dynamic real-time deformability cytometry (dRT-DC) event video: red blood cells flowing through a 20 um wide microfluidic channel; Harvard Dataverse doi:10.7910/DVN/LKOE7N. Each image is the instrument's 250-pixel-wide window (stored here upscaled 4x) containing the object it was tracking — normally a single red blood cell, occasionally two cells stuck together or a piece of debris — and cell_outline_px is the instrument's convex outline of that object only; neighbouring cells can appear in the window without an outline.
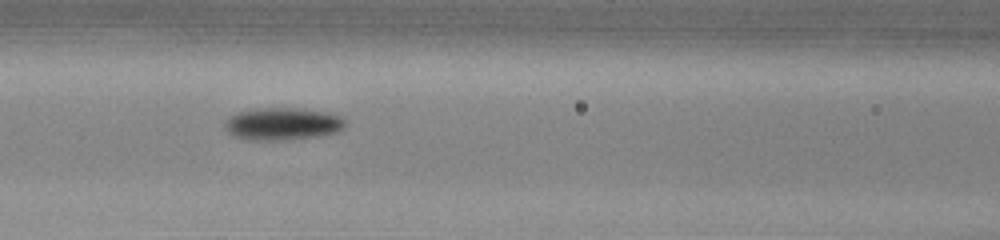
{"species": "common noctule bat (a hibernating species)", "species_latin": "Nyctalus noctula", "temperature_condition": "warm", "stored_images_in_passage": 36, "camera_frame_rate_fps": 3000, "um_per_image_px": 0.085, "animal": {"sex": "male", "body_mass_g": 13.0, "forearm_length_mm": 53.1}, "frame": {"image": 1, "passage_image": 7, "time_ms": 2.0, "image_size_px": [1000, 240], "cell_outline_px": [[344, 128], [336, 132], [316, 136], [288, 140], [248, 140], [232, 136], [224, 128], [224, 124], [232, 116], [240, 112], [256, 108], [296, 108], [328, 112], [340, 116], [344, 120]], "centroid_in_image_um": [24.01, 10.54], "position_along_channel_um": 142.6, "area_um2": 22.66}}
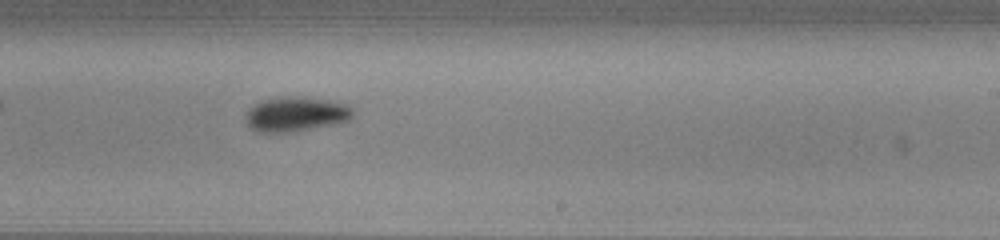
{"frame": {"image": 2, "passage_image": 16, "time_ms": 5.0, "image_size_px": [1000, 240], "cell_outline_px": [[352, 116], [348, 120], [332, 124], [296, 132], [256, 132], [248, 124], [248, 112], [256, 104], [264, 100], [288, 96], [324, 100], [344, 104], [352, 108]], "centroid_in_image_um": [25.16, 9.73], "position_along_channel_um": 263.8, "area_um2": 20.87}}
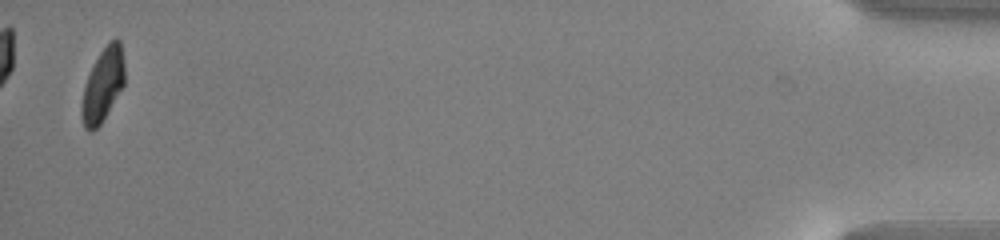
{"frame": {"image": 3, "passage_image": 35, "time_ms": 11.333, "image_size_px": [1000, 240], "cell_outline_px": [[124, 84], [100, 124], [92, 132], [88, 132], [84, 128], [80, 116], [80, 108], [84, 84], [100, 52], [116, 36], [120, 40], [124, 64]], "centroid_in_image_um": [8.71, 7.26], "position_along_channel_um": 426.5, "area_um2": 18.21}, "authors_computed_cell_mechanics": {"area_um2": 20.1144, "velocity_mm_per_s": 4.0635, "shape_relaxation_time_tau1_ms": 2.2782, "shape_relaxation_time_tau2_ms": null, "deformation_change_tau1": 0.1401, "deformation_change_tau2": null}}